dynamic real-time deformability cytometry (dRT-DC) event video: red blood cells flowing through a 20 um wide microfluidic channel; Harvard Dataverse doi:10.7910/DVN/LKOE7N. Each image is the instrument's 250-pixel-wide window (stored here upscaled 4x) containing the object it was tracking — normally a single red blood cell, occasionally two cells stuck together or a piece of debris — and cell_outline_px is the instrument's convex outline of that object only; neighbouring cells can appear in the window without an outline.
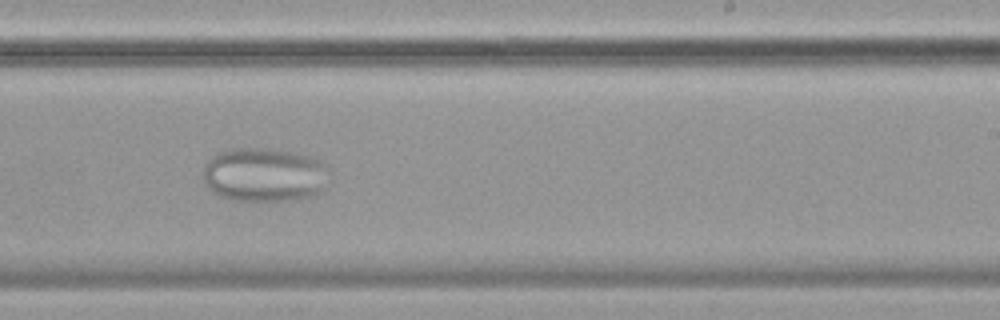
{"species": "common noctule bat (a hibernating species)", "species_latin": "Nyctalus noctula", "temperature_condition": "cold", "stored_images_in_passage": 46, "camera_frame_rate_fps": 3000, "um_per_image_px": 0.085, "animal": {"sex": "female", "body_mass_g": 19.9}, "frame": {"image": 1, "passage_image": 27, "time_ms": 8.667, "image_size_px": [1000, 320], "cell_outline_px": [[328, 164], [324, 188], [312, 196], [296, 200], [232, 200], [220, 196], [212, 192], [208, 188], [204, 180], [204, 164], [216, 152], [228, 148], [264, 148], [292, 152], [308, 156]], "centroid_in_image_um": [22.43, 14.85], "position_along_channel_um": 266.6, "area_um2": 39.82}}
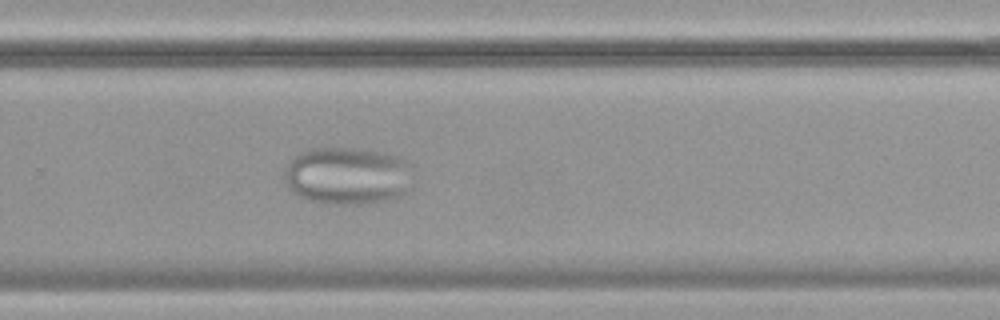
{"frame": {"image": 2, "passage_image": 30, "time_ms": 9.667, "image_size_px": [1000, 320], "cell_outline_px": [[412, 168], [404, 192], [400, 196], [384, 200], [360, 204], [320, 204], [308, 200], [292, 192], [288, 188], [284, 180], [284, 172], [288, 164], [300, 152], [312, 148], [352, 148], [384, 152], [400, 156], [412, 164]], "centroid_in_image_um": [29.5, 14.94], "position_along_channel_um": 300.3, "area_um2": 43.18}}
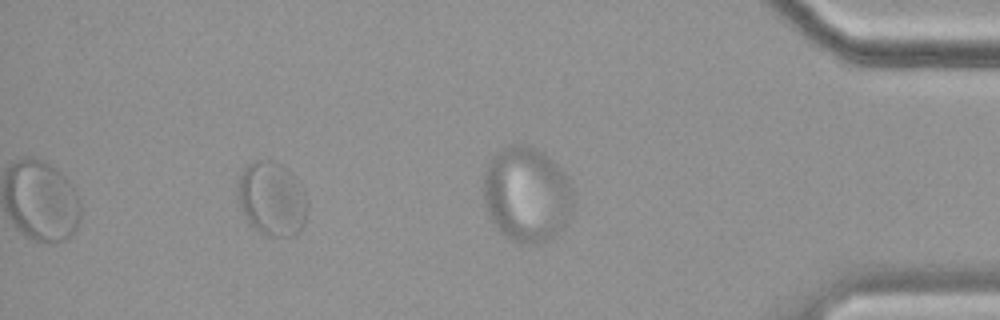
{"frame": {"image": 3, "passage_image": 40, "time_ms": 13.0, "image_size_px": [1000, 320], "cell_outline_px": [[308, 208], [304, 224], [292, 236], [268, 236], [260, 232], [248, 220], [240, 208], [240, 176], [244, 168], [248, 164], [256, 160], [268, 160], [288, 168], [300, 180], [308, 200]], "centroid_in_image_um": [23.18, 16.88], "position_along_channel_um": 412.0, "area_um2": 29.82}}